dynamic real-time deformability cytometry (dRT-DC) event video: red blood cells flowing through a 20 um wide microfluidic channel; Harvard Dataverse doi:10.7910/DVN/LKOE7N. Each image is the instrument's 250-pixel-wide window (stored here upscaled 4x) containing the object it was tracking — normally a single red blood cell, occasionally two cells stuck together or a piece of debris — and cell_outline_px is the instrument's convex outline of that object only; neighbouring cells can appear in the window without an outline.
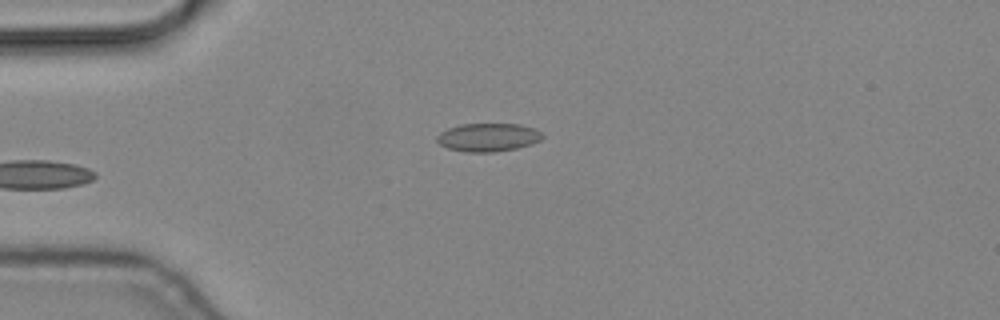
{"species": "common noctule bat (a hibernating species)", "species_latin": "Nyctalus noctula", "temperature_condition": "cold", "stored_images_in_passage": 3, "camera_frame_rate_fps": 3000, "um_per_image_px": 0.085, "animal": {"sex": "male", "body_mass_g": 19.2, "forearm_length_mm": 51.8}, "frame": {"image": 1, "passage_image": 3, "time_ms": 0.667, "image_size_px": [1000, 320], "cell_outline_px": [[544, 136], [540, 140], [532, 144], [516, 148], [492, 152], [464, 152], [448, 148], [440, 144], [436, 140], [436, 136], [440, 132], [448, 128], [460, 124], [520, 124], [536, 128]], "centroid_in_image_um": [41.49, 11.67], "position_along_channel_um": 43.5, "area_um2": 17.46}}